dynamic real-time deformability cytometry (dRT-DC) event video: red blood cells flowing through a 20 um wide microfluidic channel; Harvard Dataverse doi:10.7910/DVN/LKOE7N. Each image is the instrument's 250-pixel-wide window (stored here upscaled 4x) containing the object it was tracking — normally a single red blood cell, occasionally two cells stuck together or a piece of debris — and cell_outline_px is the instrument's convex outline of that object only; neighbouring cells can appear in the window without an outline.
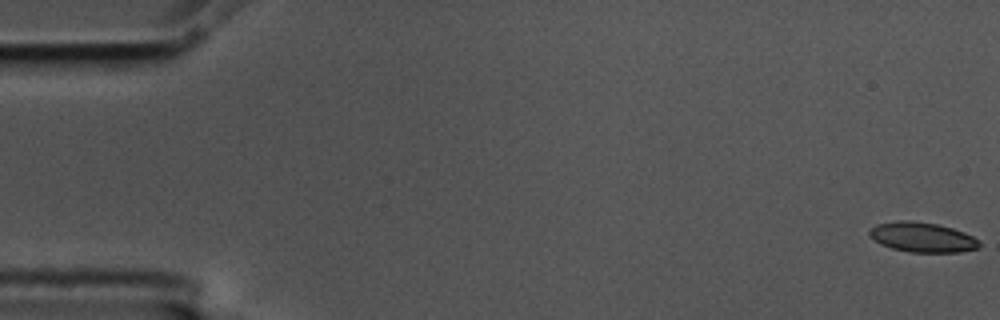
{"species": "common noctule bat (a hibernating species)", "species_latin": "Nyctalus noctula", "temperature_condition": "cold", "stored_images_in_passage": 57, "camera_frame_rate_fps": 3000, "um_per_image_px": 0.085, "animal": {"sex": "male", "body_mass_g": 17.5, "forearm_length_mm": 52.3}, "frame": {"image": 1, "passage_image": 1, "time_ms": 0.0, "image_size_px": [1000, 320], "cell_outline_px": [[980, 248], [960, 252], [908, 252], [892, 248], [880, 244], [868, 236], [868, 232], [876, 224], [900, 220], [908, 220], [936, 224], [952, 228], [964, 232], [980, 240]], "centroid_in_image_um": [78.4, 20.17], "position_along_channel_um": 6.6, "area_um2": 19.19}}
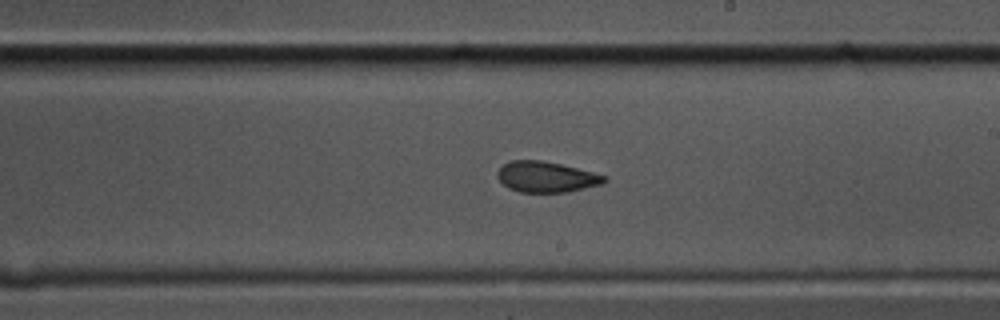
{"frame": {"image": 2, "passage_image": 33, "time_ms": 10.667, "image_size_px": [1000, 320], "cell_outline_px": [[608, 180], [600, 184], [568, 192], [520, 192], [508, 188], [496, 176], [496, 172], [504, 164], [512, 160], [540, 160], [560, 164], [608, 176]], "centroid_in_image_um": [46.42, 15.04], "position_along_channel_um": 242.6, "area_um2": 19.02}}
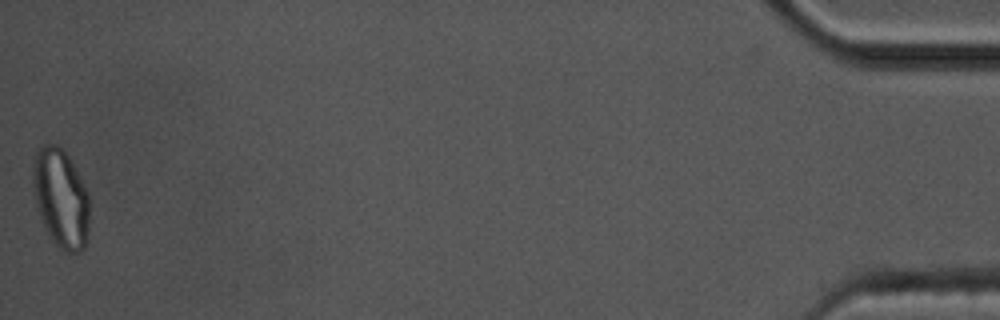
{"frame": {"image": 3, "passage_image": 57, "time_ms": 18.667, "image_size_px": [1000, 320], "cell_outline_px": [[88, 240], [84, 248], [80, 252], [64, 252], [48, 236], [40, 216], [36, 204], [32, 184], [32, 168], [36, 152], [44, 144], [56, 144], [68, 156], [84, 184], [88, 192]], "centroid_in_image_um": [5.16, 16.88], "position_along_channel_um": 430.0, "area_um2": 32.6}, "authors_computed_cell_mechanics": {"area_um2": 19.8254, "velocity_mm_per_s": 3.5585, "shape_relaxation_time_tau1_ms": null, "shape_relaxation_time_tau2_ms": 3.0113, "deformation_change_tau1": null, "deformation_change_tau2": 0.0795}}